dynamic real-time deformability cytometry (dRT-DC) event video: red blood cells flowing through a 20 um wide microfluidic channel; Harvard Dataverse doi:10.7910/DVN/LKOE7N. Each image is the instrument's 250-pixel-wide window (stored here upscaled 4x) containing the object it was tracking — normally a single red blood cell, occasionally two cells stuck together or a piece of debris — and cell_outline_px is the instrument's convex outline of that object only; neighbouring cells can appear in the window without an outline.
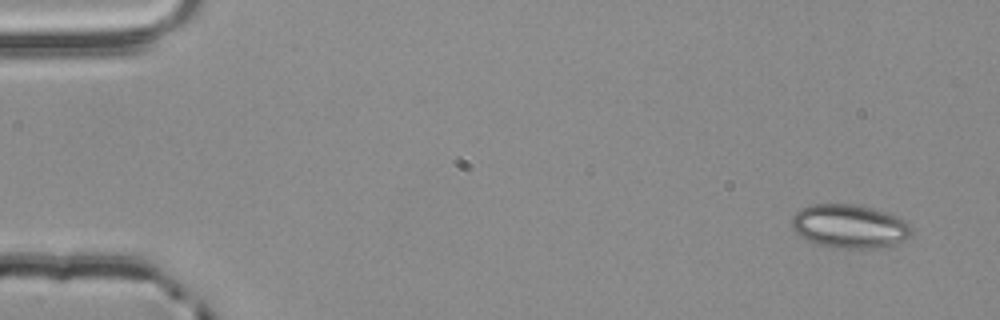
{"species": "common noctule bat (a hibernating species)", "species_latin": "Nyctalus noctula", "temperature_condition": "room temperature", "stored_images_in_passage": 3, "camera_frame_rate_fps": 3000, "um_per_image_px": 0.085, "animal": {"sex": "male", "body_mass_g": 20.4}, "frame": {"image": 1, "passage_image": 1, "time_ms": 0.0, "image_size_px": [1000, 320], "cell_outline_px": [[912, 232], [904, 240], [892, 244], [876, 248], [844, 248], [820, 244], [804, 240], [792, 228], [792, 216], [800, 208], [812, 204], [852, 204], [872, 208], [900, 216], [912, 228]], "centroid_in_image_um": [72.19, 19.22], "position_along_channel_um": 12.8, "area_um2": 30.35}}